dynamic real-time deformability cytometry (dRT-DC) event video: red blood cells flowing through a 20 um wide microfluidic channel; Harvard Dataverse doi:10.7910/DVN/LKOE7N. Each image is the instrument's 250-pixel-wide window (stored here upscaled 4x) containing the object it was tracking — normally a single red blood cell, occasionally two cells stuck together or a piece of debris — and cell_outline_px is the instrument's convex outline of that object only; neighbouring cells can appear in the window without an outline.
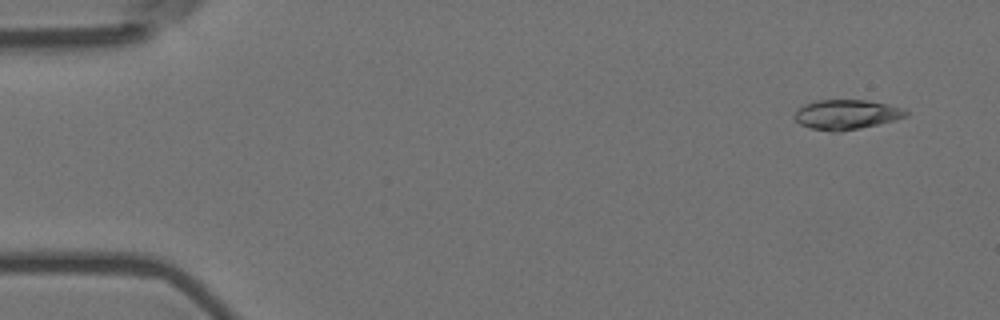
{"species": "Egyptian fruit bat (a non-hibernating species)", "species_latin": "Rousettus aegyptiacus", "temperature_condition": "room temperature", "stored_images_in_passage": 5, "camera_frame_rate_fps": 3000, "um_per_image_px": 0.085, "animal": {"sex": "female"}, "frame": {"image": 1, "passage_image": 1, "time_ms": 0.0, "image_size_px": [1000, 320], "cell_outline_px": [[908, 116], [896, 120], [860, 128], [840, 132], [812, 128], [800, 124], [792, 116], [804, 104], [816, 100], [864, 100], [888, 104], [908, 112]], "centroid_in_image_um": [71.93, 9.73], "position_along_channel_um": 13.1, "area_um2": 19.07}}
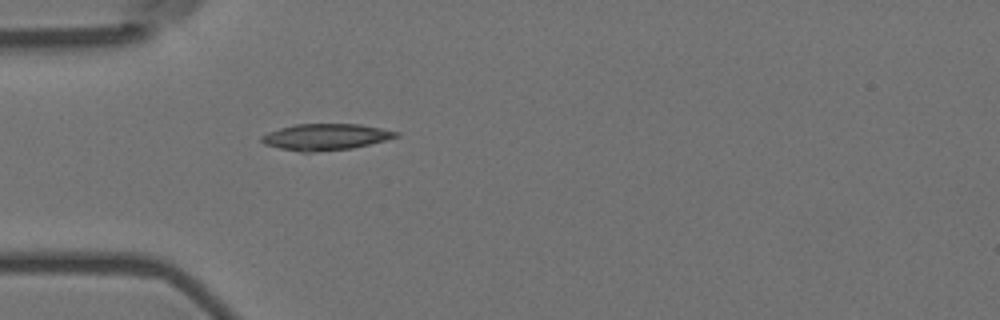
{"frame": {"image": 2, "passage_image": 5, "time_ms": 1.333, "image_size_px": [1000, 320], "cell_outline_px": [[400, 136], [388, 140], [352, 148], [316, 152], [300, 152], [280, 148], [264, 144], [260, 140], [260, 136], [268, 132], [280, 128], [296, 124], [360, 124], [400, 132]], "centroid_in_image_um": [27.69, 11.64], "position_along_channel_um": 57.3, "area_um2": 20.75}}